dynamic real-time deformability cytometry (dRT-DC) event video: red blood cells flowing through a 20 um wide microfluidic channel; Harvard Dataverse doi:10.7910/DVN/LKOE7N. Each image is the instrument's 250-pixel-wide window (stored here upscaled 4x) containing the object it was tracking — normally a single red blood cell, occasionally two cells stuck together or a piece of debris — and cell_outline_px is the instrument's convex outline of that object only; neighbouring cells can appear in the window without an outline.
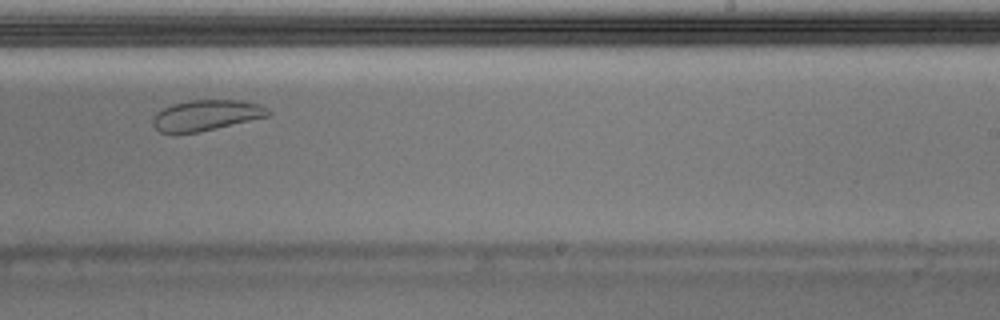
{"species": "Egyptian fruit bat (a non-hibernating species)", "species_latin": "Rousettus aegyptiacus", "temperature_condition": "warm", "stored_images_in_passage": 24, "camera_frame_rate_fps": 3000, "um_per_image_px": 0.085, "animal": {"sex": "male"}, "frame": {"image": 1, "passage_image": 14, "time_ms": 4.333, "image_size_px": [1000, 320], "cell_outline_px": [[272, 112], [268, 116], [200, 132], [160, 132], [152, 124], [152, 120], [156, 112], [160, 108], [172, 104], [188, 100], [240, 100], [260, 104], [268, 108]], "centroid_in_image_um": [17.53, 9.78], "position_along_channel_um": 271.5, "area_um2": 20.63}}